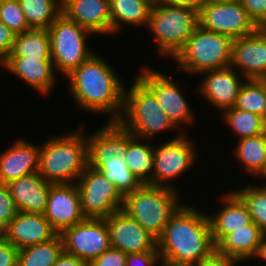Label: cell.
Wrapping results in <instances>:
<instances>
[{
    "label": "cell",
    "mask_w": 266,
    "mask_h": 266,
    "mask_svg": "<svg viewBox=\"0 0 266 266\" xmlns=\"http://www.w3.org/2000/svg\"><path fill=\"white\" fill-rule=\"evenodd\" d=\"M16 33L0 22V63L2 64L11 54Z\"/></svg>",
    "instance_id": "41"
},
{
    "label": "cell",
    "mask_w": 266,
    "mask_h": 266,
    "mask_svg": "<svg viewBox=\"0 0 266 266\" xmlns=\"http://www.w3.org/2000/svg\"><path fill=\"white\" fill-rule=\"evenodd\" d=\"M197 26V11L154 1L147 28L155 37L158 54L173 58Z\"/></svg>",
    "instance_id": "7"
},
{
    "label": "cell",
    "mask_w": 266,
    "mask_h": 266,
    "mask_svg": "<svg viewBox=\"0 0 266 266\" xmlns=\"http://www.w3.org/2000/svg\"><path fill=\"white\" fill-rule=\"evenodd\" d=\"M1 22L16 35L31 30L18 0H5L1 4Z\"/></svg>",
    "instance_id": "36"
},
{
    "label": "cell",
    "mask_w": 266,
    "mask_h": 266,
    "mask_svg": "<svg viewBox=\"0 0 266 266\" xmlns=\"http://www.w3.org/2000/svg\"><path fill=\"white\" fill-rule=\"evenodd\" d=\"M6 185L20 212L44 214L52 183L39 172L22 176Z\"/></svg>",
    "instance_id": "21"
},
{
    "label": "cell",
    "mask_w": 266,
    "mask_h": 266,
    "mask_svg": "<svg viewBox=\"0 0 266 266\" xmlns=\"http://www.w3.org/2000/svg\"><path fill=\"white\" fill-rule=\"evenodd\" d=\"M216 249L208 214L193 206L181 205L157 239V250L164 261L196 266Z\"/></svg>",
    "instance_id": "2"
},
{
    "label": "cell",
    "mask_w": 266,
    "mask_h": 266,
    "mask_svg": "<svg viewBox=\"0 0 266 266\" xmlns=\"http://www.w3.org/2000/svg\"><path fill=\"white\" fill-rule=\"evenodd\" d=\"M233 39L229 36L195 28L184 46L173 57L177 71L196 74L226 68L231 62ZM182 68V69H181Z\"/></svg>",
    "instance_id": "6"
},
{
    "label": "cell",
    "mask_w": 266,
    "mask_h": 266,
    "mask_svg": "<svg viewBox=\"0 0 266 266\" xmlns=\"http://www.w3.org/2000/svg\"><path fill=\"white\" fill-rule=\"evenodd\" d=\"M263 233L252 221L246 228H239L228 234L217 246L216 250L242 262L255 258Z\"/></svg>",
    "instance_id": "25"
},
{
    "label": "cell",
    "mask_w": 266,
    "mask_h": 266,
    "mask_svg": "<svg viewBox=\"0 0 266 266\" xmlns=\"http://www.w3.org/2000/svg\"><path fill=\"white\" fill-rule=\"evenodd\" d=\"M155 2L164 5L182 6L199 12L206 0H155Z\"/></svg>",
    "instance_id": "44"
},
{
    "label": "cell",
    "mask_w": 266,
    "mask_h": 266,
    "mask_svg": "<svg viewBox=\"0 0 266 266\" xmlns=\"http://www.w3.org/2000/svg\"><path fill=\"white\" fill-rule=\"evenodd\" d=\"M256 257L261 258L266 263V234H263Z\"/></svg>",
    "instance_id": "46"
},
{
    "label": "cell",
    "mask_w": 266,
    "mask_h": 266,
    "mask_svg": "<svg viewBox=\"0 0 266 266\" xmlns=\"http://www.w3.org/2000/svg\"><path fill=\"white\" fill-rule=\"evenodd\" d=\"M111 247L124 253H147L157 250V239L136 220L119 210L105 218Z\"/></svg>",
    "instance_id": "15"
},
{
    "label": "cell",
    "mask_w": 266,
    "mask_h": 266,
    "mask_svg": "<svg viewBox=\"0 0 266 266\" xmlns=\"http://www.w3.org/2000/svg\"><path fill=\"white\" fill-rule=\"evenodd\" d=\"M231 68L238 67L244 80L266 79V29L233 40Z\"/></svg>",
    "instance_id": "16"
},
{
    "label": "cell",
    "mask_w": 266,
    "mask_h": 266,
    "mask_svg": "<svg viewBox=\"0 0 266 266\" xmlns=\"http://www.w3.org/2000/svg\"><path fill=\"white\" fill-rule=\"evenodd\" d=\"M239 260L219 253L216 249L196 266H236Z\"/></svg>",
    "instance_id": "43"
},
{
    "label": "cell",
    "mask_w": 266,
    "mask_h": 266,
    "mask_svg": "<svg viewBox=\"0 0 266 266\" xmlns=\"http://www.w3.org/2000/svg\"><path fill=\"white\" fill-rule=\"evenodd\" d=\"M261 175H262V177H266V162L264 164L263 169L261 170V172L257 176H261ZM262 187H265L266 188V185L265 186H262Z\"/></svg>",
    "instance_id": "48"
},
{
    "label": "cell",
    "mask_w": 266,
    "mask_h": 266,
    "mask_svg": "<svg viewBox=\"0 0 266 266\" xmlns=\"http://www.w3.org/2000/svg\"><path fill=\"white\" fill-rule=\"evenodd\" d=\"M76 185L85 218L105 219L112 213L122 210L124 196L100 170L88 165Z\"/></svg>",
    "instance_id": "9"
},
{
    "label": "cell",
    "mask_w": 266,
    "mask_h": 266,
    "mask_svg": "<svg viewBox=\"0 0 266 266\" xmlns=\"http://www.w3.org/2000/svg\"><path fill=\"white\" fill-rule=\"evenodd\" d=\"M4 235V229L0 226V236Z\"/></svg>",
    "instance_id": "51"
},
{
    "label": "cell",
    "mask_w": 266,
    "mask_h": 266,
    "mask_svg": "<svg viewBox=\"0 0 266 266\" xmlns=\"http://www.w3.org/2000/svg\"><path fill=\"white\" fill-rule=\"evenodd\" d=\"M60 236L64 253L89 263L111 247L105 219L85 218Z\"/></svg>",
    "instance_id": "12"
},
{
    "label": "cell",
    "mask_w": 266,
    "mask_h": 266,
    "mask_svg": "<svg viewBox=\"0 0 266 266\" xmlns=\"http://www.w3.org/2000/svg\"><path fill=\"white\" fill-rule=\"evenodd\" d=\"M66 78L77 106L87 112L110 115L108 121H118L123 113L124 86L119 75L94 53L73 69Z\"/></svg>",
    "instance_id": "1"
},
{
    "label": "cell",
    "mask_w": 266,
    "mask_h": 266,
    "mask_svg": "<svg viewBox=\"0 0 266 266\" xmlns=\"http://www.w3.org/2000/svg\"><path fill=\"white\" fill-rule=\"evenodd\" d=\"M224 207L214 213L208 215L212 240L215 247L230 233L239 228H246V225L252 222L251 215L243 203V201L232 191L221 195Z\"/></svg>",
    "instance_id": "23"
},
{
    "label": "cell",
    "mask_w": 266,
    "mask_h": 266,
    "mask_svg": "<svg viewBox=\"0 0 266 266\" xmlns=\"http://www.w3.org/2000/svg\"><path fill=\"white\" fill-rule=\"evenodd\" d=\"M52 266H90V263L63 252Z\"/></svg>",
    "instance_id": "45"
},
{
    "label": "cell",
    "mask_w": 266,
    "mask_h": 266,
    "mask_svg": "<svg viewBox=\"0 0 266 266\" xmlns=\"http://www.w3.org/2000/svg\"><path fill=\"white\" fill-rule=\"evenodd\" d=\"M56 235L44 214L20 211L4 229L8 242L18 249L50 241Z\"/></svg>",
    "instance_id": "19"
},
{
    "label": "cell",
    "mask_w": 266,
    "mask_h": 266,
    "mask_svg": "<svg viewBox=\"0 0 266 266\" xmlns=\"http://www.w3.org/2000/svg\"><path fill=\"white\" fill-rule=\"evenodd\" d=\"M245 81L240 88L234 108L262 116L266 109V79H246Z\"/></svg>",
    "instance_id": "34"
},
{
    "label": "cell",
    "mask_w": 266,
    "mask_h": 266,
    "mask_svg": "<svg viewBox=\"0 0 266 266\" xmlns=\"http://www.w3.org/2000/svg\"><path fill=\"white\" fill-rule=\"evenodd\" d=\"M118 122L134 137L152 138L156 133L178 128L163 111L153 92L136 76L124 90L123 113Z\"/></svg>",
    "instance_id": "5"
},
{
    "label": "cell",
    "mask_w": 266,
    "mask_h": 266,
    "mask_svg": "<svg viewBox=\"0 0 266 266\" xmlns=\"http://www.w3.org/2000/svg\"><path fill=\"white\" fill-rule=\"evenodd\" d=\"M236 146L234 154L243 166V171L257 177L266 162V132L240 139Z\"/></svg>",
    "instance_id": "29"
},
{
    "label": "cell",
    "mask_w": 266,
    "mask_h": 266,
    "mask_svg": "<svg viewBox=\"0 0 266 266\" xmlns=\"http://www.w3.org/2000/svg\"><path fill=\"white\" fill-rule=\"evenodd\" d=\"M127 253L110 247L96 259L90 262V266H126Z\"/></svg>",
    "instance_id": "39"
},
{
    "label": "cell",
    "mask_w": 266,
    "mask_h": 266,
    "mask_svg": "<svg viewBox=\"0 0 266 266\" xmlns=\"http://www.w3.org/2000/svg\"><path fill=\"white\" fill-rule=\"evenodd\" d=\"M0 22H1V5H0Z\"/></svg>",
    "instance_id": "52"
},
{
    "label": "cell",
    "mask_w": 266,
    "mask_h": 266,
    "mask_svg": "<svg viewBox=\"0 0 266 266\" xmlns=\"http://www.w3.org/2000/svg\"><path fill=\"white\" fill-rule=\"evenodd\" d=\"M9 57L51 58L47 29H31L17 34Z\"/></svg>",
    "instance_id": "30"
},
{
    "label": "cell",
    "mask_w": 266,
    "mask_h": 266,
    "mask_svg": "<svg viewBox=\"0 0 266 266\" xmlns=\"http://www.w3.org/2000/svg\"><path fill=\"white\" fill-rule=\"evenodd\" d=\"M140 140L132 136L127 141V151L123 157L129 170L142 184L153 185L154 146L140 143Z\"/></svg>",
    "instance_id": "28"
},
{
    "label": "cell",
    "mask_w": 266,
    "mask_h": 266,
    "mask_svg": "<svg viewBox=\"0 0 266 266\" xmlns=\"http://www.w3.org/2000/svg\"><path fill=\"white\" fill-rule=\"evenodd\" d=\"M178 195L174 188L142 184L124 195L122 211L158 239L171 216L182 205Z\"/></svg>",
    "instance_id": "4"
},
{
    "label": "cell",
    "mask_w": 266,
    "mask_h": 266,
    "mask_svg": "<svg viewBox=\"0 0 266 266\" xmlns=\"http://www.w3.org/2000/svg\"><path fill=\"white\" fill-rule=\"evenodd\" d=\"M88 158L89 166L100 170L110 182L114 183L123 196L142 185L139 179L127 167L124 157L115 155Z\"/></svg>",
    "instance_id": "27"
},
{
    "label": "cell",
    "mask_w": 266,
    "mask_h": 266,
    "mask_svg": "<svg viewBox=\"0 0 266 266\" xmlns=\"http://www.w3.org/2000/svg\"><path fill=\"white\" fill-rule=\"evenodd\" d=\"M259 28L266 26V0H238Z\"/></svg>",
    "instance_id": "38"
},
{
    "label": "cell",
    "mask_w": 266,
    "mask_h": 266,
    "mask_svg": "<svg viewBox=\"0 0 266 266\" xmlns=\"http://www.w3.org/2000/svg\"><path fill=\"white\" fill-rule=\"evenodd\" d=\"M18 250L4 235L0 236V266H17Z\"/></svg>",
    "instance_id": "42"
},
{
    "label": "cell",
    "mask_w": 266,
    "mask_h": 266,
    "mask_svg": "<svg viewBox=\"0 0 266 266\" xmlns=\"http://www.w3.org/2000/svg\"><path fill=\"white\" fill-rule=\"evenodd\" d=\"M221 113L223 114V120H225L224 123L233 129L238 136V140L254 137L265 132L262 116L259 114L238 110L234 107Z\"/></svg>",
    "instance_id": "33"
},
{
    "label": "cell",
    "mask_w": 266,
    "mask_h": 266,
    "mask_svg": "<svg viewBox=\"0 0 266 266\" xmlns=\"http://www.w3.org/2000/svg\"><path fill=\"white\" fill-rule=\"evenodd\" d=\"M40 147L27 140H16L0 154V184L39 172Z\"/></svg>",
    "instance_id": "20"
},
{
    "label": "cell",
    "mask_w": 266,
    "mask_h": 266,
    "mask_svg": "<svg viewBox=\"0 0 266 266\" xmlns=\"http://www.w3.org/2000/svg\"><path fill=\"white\" fill-rule=\"evenodd\" d=\"M203 73H205V77L197 88L200 95H203V98L219 111L224 112L233 108L240 88L244 84L243 78L241 81V77L244 76L236 73L235 68L233 69L230 66L204 71L199 74L202 75Z\"/></svg>",
    "instance_id": "17"
},
{
    "label": "cell",
    "mask_w": 266,
    "mask_h": 266,
    "mask_svg": "<svg viewBox=\"0 0 266 266\" xmlns=\"http://www.w3.org/2000/svg\"><path fill=\"white\" fill-rule=\"evenodd\" d=\"M154 147L153 186L172 187L171 180L186 172L196 162L197 149L186 133ZM170 180V181H169Z\"/></svg>",
    "instance_id": "10"
},
{
    "label": "cell",
    "mask_w": 266,
    "mask_h": 266,
    "mask_svg": "<svg viewBox=\"0 0 266 266\" xmlns=\"http://www.w3.org/2000/svg\"><path fill=\"white\" fill-rule=\"evenodd\" d=\"M62 13L94 34L111 35L109 0H62Z\"/></svg>",
    "instance_id": "18"
},
{
    "label": "cell",
    "mask_w": 266,
    "mask_h": 266,
    "mask_svg": "<svg viewBox=\"0 0 266 266\" xmlns=\"http://www.w3.org/2000/svg\"><path fill=\"white\" fill-rule=\"evenodd\" d=\"M50 35L51 60L55 70L67 76L93 54L86 38L94 33L61 13L47 29Z\"/></svg>",
    "instance_id": "8"
},
{
    "label": "cell",
    "mask_w": 266,
    "mask_h": 266,
    "mask_svg": "<svg viewBox=\"0 0 266 266\" xmlns=\"http://www.w3.org/2000/svg\"><path fill=\"white\" fill-rule=\"evenodd\" d=\"M155 0H109L112 34L122 31L123 26L148 25Z\"/></svg>",
    "instance_id": "26"
},
{
    "label": "cell",
    "mask_w": 266,
    "mask_h": 266,
    "mask_svg": "<svg viewBox=\"0 0 266 266\" xmlns=\"http://www.w3.org/2000/svg\"><path fill=\"white\" fill-rule=\"evenodd\" d=\"M44 216L57 234L85 219L76 183L51 185Z\"/></svg>",
    "instance_id": "14"
},
{
    "label": "cell",
    "mask_w": 266,
    "mask_h": 266,
    "mask_svg": "<svg viewBox=\"0 0 266 266\" xmlns=\"http://www.w3.org/2000/svg\"><path fill=\"white\" fill-rule=\"evenodd\" d=\"M2 67L19 77L40 94H49L56 81L54 73L56 71H54L51 58L8 57L2 63Z\"/></svg>",
    "instance_id": "22"
},
{
    "label": "cell",
    "mask_w": 266,
    "mask_h": 266,
    "mask_svg": "<svg viewBox=\"0 0 266 266\" xmlns=\"http://www.w3.org/2000/svg\"><path fill=\"white\" fill-rule=\"evenodd\" d=\"M164 260L158 251H149L147 253H127L126 266H155L162 265Z\"/></svg>",
    "instance_id": "40"
},
{
    "label": "cell",
    "mask_w": 266,
    "mask_h": 266,
    "mask_svg": "<svg viewBox=\"0 0 266 266\" xmlns=\"http://www.w3.org/2000/svg\"><path fill=\"white\" fill-rule=\"evenodd\" d=\"M63 252V241L57 234L50 241L19 249L17 266H52Z\"/></svg>",
    "instance_id": "31"
},
{
    "label": "cell",
    "mask_w": 266,
    "mask_h": 266,
    "mask_svg": "<svg viewBox=\"0 0 266 266\" xmlns=\"http://www.w3.org/2000/svg\"><path fill=\"white\" fill-rule=\"evenodd\" d=\"M137 77L153 92L163 111L178 129L180 124L187 125L194 122V115L189 102L172 78L167 77L162 72L154 71L150 67L142 68Z\"/></svg>",
    "instance_id": "13"
},
{
    "label": "cell",
    "mask_w": 266,
    "mask_h": 266,
    "mask_svg": "<svg viewBox=\"0 0 266 266\" xmlns=\"http://www.w3.org/2000/svg\"><path fill=\"white\" fill-rule=\"evenodd\" d=\"M233 192L246 205L252 221L266 234V188L249 184L244 189Z\"/></svg>",
    "instance_id": "35"
},
{
    "label": "cell",
    "mask_w": 266,
    "mask_h": 266,
    "mask_svg": "<svg viewBox=\"0 0 266 266\" xmlns=\"http://www.w3.org/2000/svg\"><path fill=\"white\" fill-rule=\"evenodd\" d=\"M161 266H193V265L174 264L171 262L164 261Z\"/></svg>",
    "instance_id": "47"
},
{
    "label": "cell",
    "mask_w": 266,
    "mask_h": 266,
    "mask_svg": "<svg viewBox=\"0 0 266 266\" xmlns=\"http://www.w3.org/2000/svg\"><path fill=\"white\" fill-rule=\"evenodd\" d=\"M31 29H48L62 13V0H18Z\"/></svg>",
    "instance_id": "32"
},
{
    "label": "cell",
    "mask_w": 266,
    "mask_h": 266,
    "mask_svg": "<svg viewBox=\"0 0 266 266\" xmlns=\"http://www.w3.org/2000/svg\"><path fill=\"white\" fill-rule=\"evenodd\" d=\"M262 120H263L264 130L266 132V109L264 111V114L262 115Z\"/></svg>",
    "instance_id": "49"
},
{
    "label": "cell",
    "mask_w": 266,
    "mask_h": 266,
    "mask_svg": "<svg viewBox=\"0 0 266 266\" xmlns=\"http://www.w3.org/2000/svg\"><path fill=\"white\" fill-rule=\"evenodd\" d=\"M101 128L87 136L88 157H123L127 151V141L133 135L118 121H108Z\"/></svg>",
    "instance_id": "24"
},
{
    "label": "cell",
    "mask_w": 266,
    "mask_h": 266,
    "mask_svg": "<svg viewBox=\"0 0 266 266\" xmlns=\"http://www.w3.org/2000/svg\"><path fill=\"white\" fill-rule=\"evenodd\" d=\"M77 128L63 135H52L40 147L39 174L46 181L75 183L88 167V140L83 135V125Z\"/></svg>",
    "instance_id": "3"
},
{
    "label": "cell",
    "mask_w": 266,
    "mask_h": 266,
    "mask_svg": "<svg viewBox=\"0 0 266 266\" xmlns=\"http://www.w3.org/2000/svg\"><path fill=\"white\" fill-rule=\"evenodd\" d=\"M221 1H232V0H206V2H221Z\"/></svg>",
    "instance_id": "50"
},
{
    "label": "cell",
    "mask_w": 266,
    "mask_h": 266,
    "mask_svg": "<svg viewBox=\"0 0 266 266\" xmlns=\"http://www.w3.org/2000/svg\"><path fill=\"white\" fill-rule=\"evenodd\" d=\"M198 25L233 40L259 28L238 0L206 2L198 12Z\"/></svg>",
    "instance_id": "11"
},
{
    "label": "cell",
    "mask_w": 266,
    "mask_h": 266,
    "mask_svg": "<svg viewBox=\"0 0 266 266\" xmlns=\"http://www.w3.org/2000/svg\"><path fill=\"white\" fill-rule=\"evenodd\" d=\"M19 210L6 184H0V226L5 229Z\"/></svg>",
    "instance_id": "37"
}]
</instances>
